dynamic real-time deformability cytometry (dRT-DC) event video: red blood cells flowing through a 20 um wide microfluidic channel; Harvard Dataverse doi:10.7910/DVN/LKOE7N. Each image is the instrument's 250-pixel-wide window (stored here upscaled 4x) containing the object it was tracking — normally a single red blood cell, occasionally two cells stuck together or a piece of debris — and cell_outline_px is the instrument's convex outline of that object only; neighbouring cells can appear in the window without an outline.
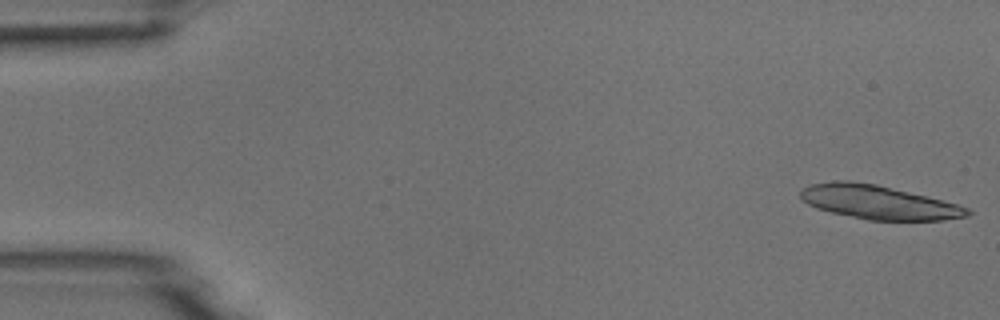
{"species": "common noctule bat (a hibernating species)", "species_latin": "Nyctalus noctula", "temperature_condition": "room temperature", "stored_images_in_passage": 5, "camera_frame_rate_fps": 3000, "um_per_image_px": 0.085, "animal": {"sex": "male", "body_mass_g": 18.8}, "frame": {"image": 1, "passage_image": 1, "time_ms": 0.0, "image_size_px": [1000, 320], "cell_outline_px": [[972, 212], [968, 216], [944, 220], [868, 220], [832, 212], [816, 208], [808, 204], [800, 196], [800, 192], [804, 188], [812, 184], [832, 180], [848, 180], [876, 184], [956, 204], [968, 208]], "centroid_in_image_um": [74.64, 17.19], "position_along_channel_um": 10.4, "area_um2": 32.48}}